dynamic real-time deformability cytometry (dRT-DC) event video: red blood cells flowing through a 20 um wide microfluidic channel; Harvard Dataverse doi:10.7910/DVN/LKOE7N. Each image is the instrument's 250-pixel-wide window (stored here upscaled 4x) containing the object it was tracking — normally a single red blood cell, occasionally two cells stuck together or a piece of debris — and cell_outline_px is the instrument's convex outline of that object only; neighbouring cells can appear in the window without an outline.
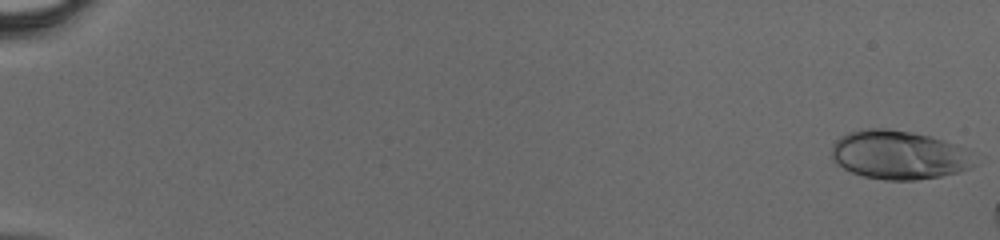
{"species": "human", "species_latin": "Homo sapiens", "temperature_condition": "cold", "stored_images_in_passage": 33, "camera_frame_rate_fps": 3000, "um_per_image_px": 0.085, "donor": {"sex": "male"}, "frame": {"image": 1, "passage_image": 1, "time_ms": 0.0, "image_size_px": [1000, 240], "cell_outline_px": [[976, 164], [972, 168], [940, 176], [916, 180], [884, 180], [864, 176], [852, 172], [836, 164], [832, 156], [832, 144], [840, 136], [848, 132], [864, 128], [888, 128], [912, 132], [932, 136], [956, 144], [972, 152]], "centroid_in_image_um": [76.42, 13.15], "position_along_channel_um": 8.6, "area_um2": 40.98}}
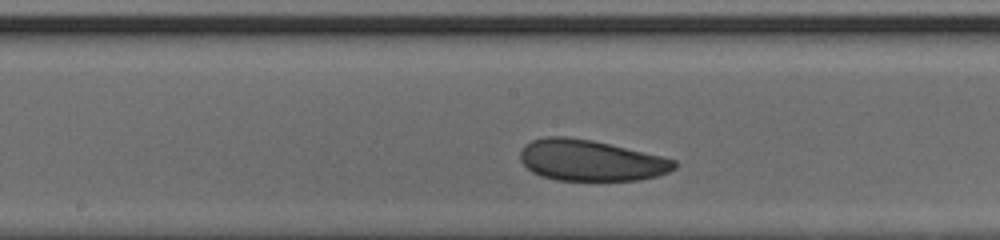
{"frame": {"image": 2, "passage_image": 20, "time_ms": 6.333, "image_size_px": [1000, 240], "cell_outline_px": [[676, 168], [668, 172], [656, 176], [640, 180], [556, 180], [540, 176], [532, 172], [520, 160], [520, 152], [524, 144], [532, 140], [544, 136], [568, 136], [592, 140], [660, 156], [676, 160]], "centroid_in_image_um": [50.16, 13.63], "position_along_channel_um": 198.0, "area_um2": 36.82}}
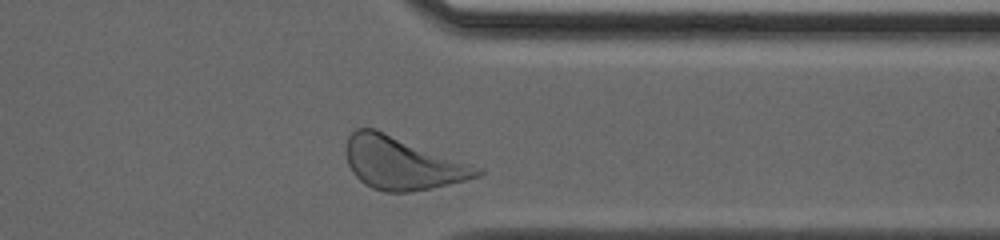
{"frame": {"image": 3, "passage_image": 32, "time_ms": 10.333, "image_size_px": [1000, 240], "cell_outline_px": [[484, 172], [480, 176], [432, 188], [408, 192], [384, 192], [372, 188], [364, 184], [352, 172], [348, 164], [344, 148], [348, 136], [356, 128], [376, 128], [484, 168]], "centroid_in_image_um": [34.18, 13.85], "position_along_channel_um": 377.2, "area_um2": 40.69}}